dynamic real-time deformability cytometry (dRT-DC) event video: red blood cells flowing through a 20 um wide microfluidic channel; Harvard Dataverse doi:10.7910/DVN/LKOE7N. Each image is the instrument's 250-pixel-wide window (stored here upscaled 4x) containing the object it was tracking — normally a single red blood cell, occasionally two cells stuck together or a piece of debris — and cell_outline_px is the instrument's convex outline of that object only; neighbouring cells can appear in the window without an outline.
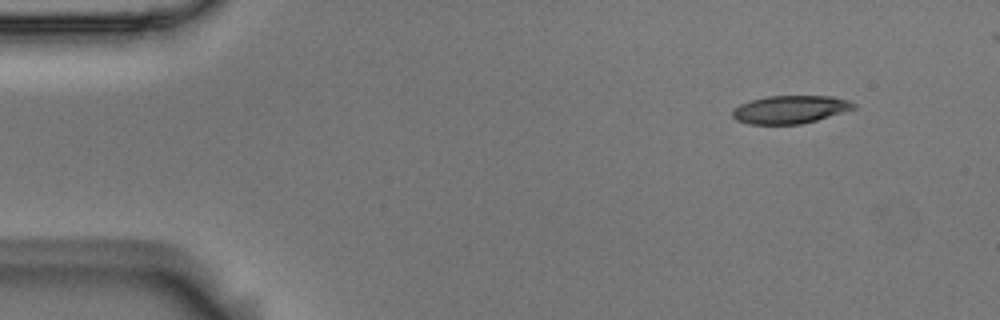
{"species": "Egyptian fruit bat (a non-hibernating species)", "species_latin": "Rousettus aegyptiacus", "temperature_condition": "room temperature", "stored_images_in_passage": 48, "camera_frame_rate_fps": 3000, "um_per_image_px": 0.085, "animal": {"sex": "male"}, "frame": {"image": 1, "passage_image": 1, "time_ms": 0.0, "image_size_px": [1000, 320], "cell_outline_px": [[856, 108], [816, 120], [800, 124], [748, 124], [736, 120], [732, 116], [732, 112], [740, 104], [752, 100], [768, 96], [832, 96], [848, 100], [856, 104]], "centroid_in_image_um": [67.17, 9.3], "position_along_channel_um": 17.8, "area_um2": 19.59}}
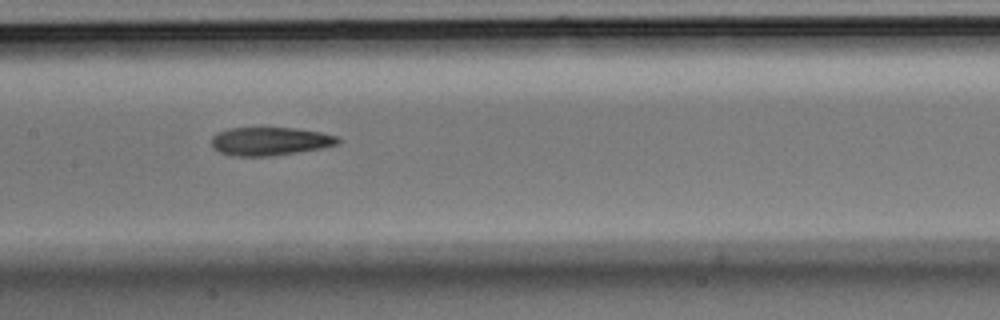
{"frame": {"image": 2, "passage_image": 22, "time_ms": 7.0, "image_size_px": [1000, 320], "cell_outline_px": [[340, 144], [320, 148], [296, 152], [268, 156], [232, 156], [220, 152], [212, 148], [212, 136], [228, 128], [292, 128], [320, 132], [340, 136]], "centroid_in_image_um": [22.96, 12.01], "position_along_channel_um": 184.4, "area_um2": 20.75}}
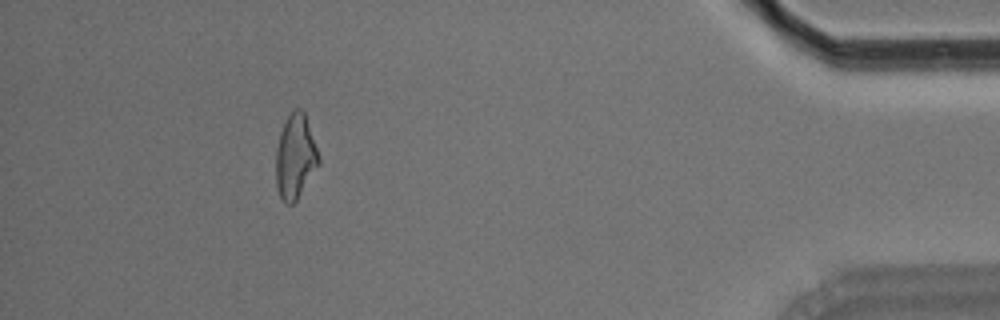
{"frame": {"image": 3, "passage_image": 45, "time_ms": 14.667, "image_size_px": [1000, 320], "cell_outline_px": [[320, 164], [296, 200], [292, 204], [284, 204], [276, 188], [276, 148], [280, 132], [288, 116], [296, 108], [300, 108], [304, 112], [320, 156]], "centroid_in_image_um": [25.1, 13.34], "position_along_channel_um": 410.1, "area_um2": 21.04}, "authors_computed_cell_mechanics": {"area_um2": 20.9814, "velocity_mm_per_s": 3.6799, "shape_relaxation_time_tau1_ms": 6.6215, "shape_relaxation_time_tau2_ms": 4.9769, "deformation_change_tau1": 0.1701, "deformation_change_tau2": 0.1622}}